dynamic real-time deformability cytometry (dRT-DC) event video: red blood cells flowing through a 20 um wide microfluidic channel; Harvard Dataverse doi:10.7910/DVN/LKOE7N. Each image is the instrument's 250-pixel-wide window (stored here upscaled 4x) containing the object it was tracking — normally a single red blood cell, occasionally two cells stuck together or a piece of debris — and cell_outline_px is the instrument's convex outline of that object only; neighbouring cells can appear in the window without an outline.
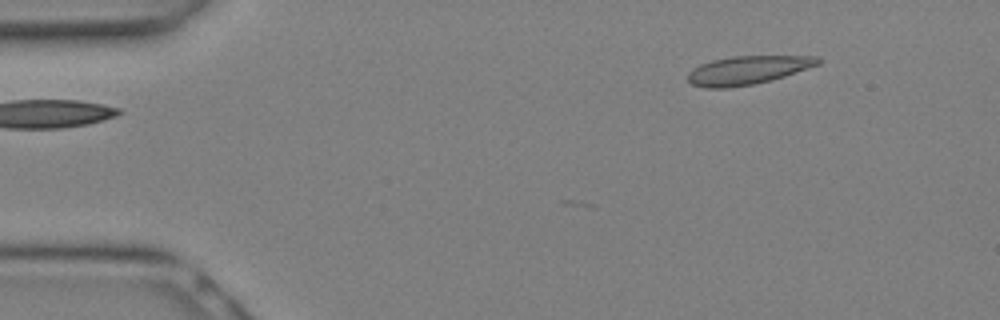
{"species": "Egyptian fruit bat (a non-hibernating species)", "species_latin": "Rousettus aegyptiacus", "temperature_condition": "warm", "stored_images_in_passage": 4, "camera_frame_rate_fps": 3000, "um_per_image_px": 0.085, "animal": {"sex": "female"}, "frame": {"image": 1, "passage_image": 1, "time_ms": 0.0, "image_size_px": [1000, 320], "cell_outline_px": [[820, 64], [784, 76], [752, 84], [728, 88], [708, 88], [692, 84], [688, 80], [688, 72], [692, 68], [700, 64], [712, 60], [732, 56], [820, 56]], "centroid_in_image_um": [63.53, 5.95], "position_along_channel_um": 21.5, "area_um2": 21.44}}